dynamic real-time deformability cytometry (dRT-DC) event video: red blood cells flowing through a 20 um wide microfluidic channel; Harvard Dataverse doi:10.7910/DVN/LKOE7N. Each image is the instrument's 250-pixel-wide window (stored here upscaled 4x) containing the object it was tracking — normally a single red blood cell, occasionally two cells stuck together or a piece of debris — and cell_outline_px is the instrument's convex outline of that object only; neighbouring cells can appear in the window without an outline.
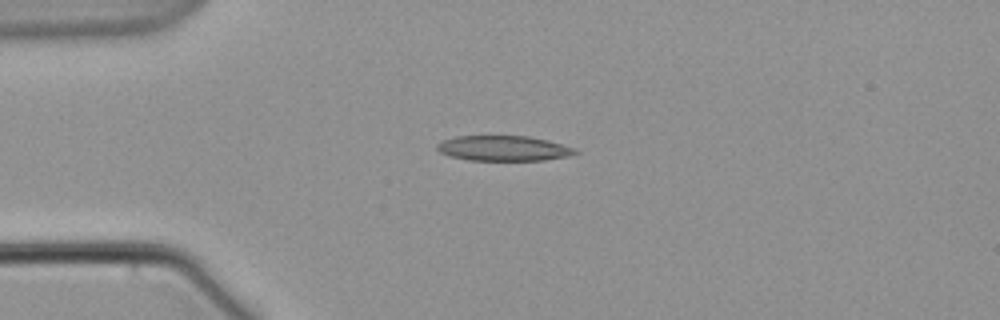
{"species": "common noctule bat (a hibernating species)", "species_latin": "Nyctalus noctula", "temperature_condition": "warm", "stored_images_in_passage": 4, "camera_frame_rate_fps": 3000, "um_per_image_px": 0.085, "animal": {"sex": "male", "body_mass_g": 21.5, "forearm_length_mm": 52.0}, "frame": {"image": 1, "passage_image": 4, "time_ms": 4.333, "image_size_px": [1000, 320], "cell_outline_px": [[580, 152], [568, 156], [544, 160], [468, 160], [448, 156], [440, 152], [436, 148], [436, 144], [440, 140], [456, 136], [528, 136], [548, 140], [576, 148]], "centroid_in_image_um": [42.78, 12.6], "position_along_channel_um": 42.2, "area_um2": 20.46}}